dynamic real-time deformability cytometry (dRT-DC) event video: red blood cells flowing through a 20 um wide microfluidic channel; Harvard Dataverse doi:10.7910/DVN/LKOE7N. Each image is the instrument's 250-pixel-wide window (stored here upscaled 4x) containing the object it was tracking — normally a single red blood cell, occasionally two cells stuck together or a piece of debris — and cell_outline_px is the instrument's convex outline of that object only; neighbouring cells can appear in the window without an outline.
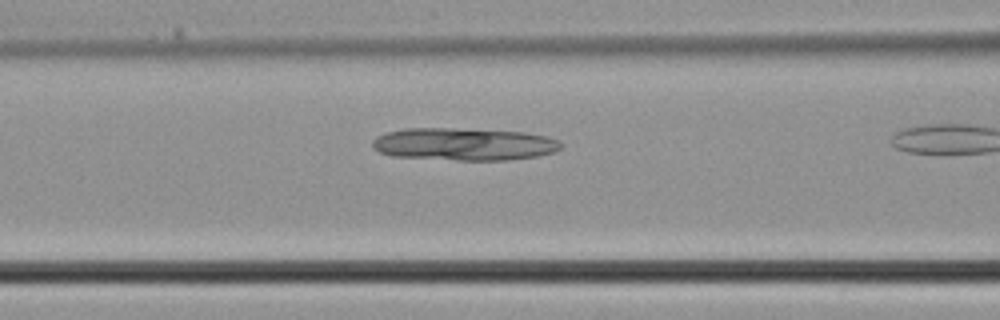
{"species": "common noctule bat (a hibernating species)", "species_latin": "Nyctalus noctula", "temperature_condition": "cold", "stored_images_in_passage": 9, "camera_frame_rate_fps": 3000, "um_per_image_px": 0.085, "animal": {"sex": "male", "body_mass_g": 21.5, "forearm_length_mm": 52.0}, "frame": {"image": 1, "passage_image": 8, "time_ms": 2.333, "image_size_px": [1000, 320], "cell_outline_px": [[564, 144], [556, 152], [536, 156], [508, 160], [456, 160], [392, 156], [380, 152], [372, 148], [372, 140], [376, 136], [388, 132], [404, 128], [452, 128], [524, 132], [548, 136], [560, 140]], "centroid_in_image_um": [39.45, 12.25], "position_along_channel_um": 127.1, "area_um2": 36.01}}